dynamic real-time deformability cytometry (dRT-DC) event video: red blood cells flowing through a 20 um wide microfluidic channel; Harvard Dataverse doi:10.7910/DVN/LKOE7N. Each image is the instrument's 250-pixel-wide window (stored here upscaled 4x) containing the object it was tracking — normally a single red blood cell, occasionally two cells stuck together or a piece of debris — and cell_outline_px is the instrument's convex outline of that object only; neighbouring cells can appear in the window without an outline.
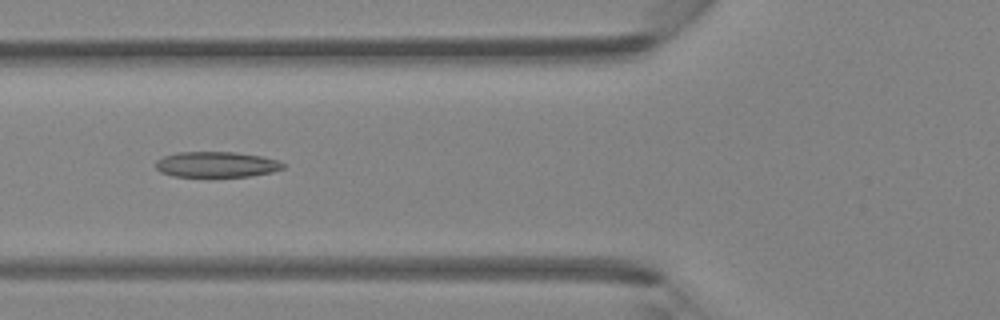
{"species": "Egyptian fruit bat (a non-hibernating species)", "species_latin": "Rousettus aegyptiacus", "temperature_condition": "room temperature", "stored_images_in_passage": 43, "camera_frame_rate_fps": 3000, "um_per_image_px": 0.085, "animal": {"sex": "female"}, "frame": {"image": 1, "passage_image": 15, "time_ms": 4.667, "image_size_px": [1000, 320], "cell_outline_px": [[284, 168], [272, 172], [248, 176], [172, 176], [160, 172], [156, 168], [156, 160], [164, 156], [176, 152], [236, 152], [260, 156], [276, 160], [284, 164]], "centroid_in_image_um": [18.36, 13.97], "position_along_channel_um": 107.4, "area_um2": 18.84}}
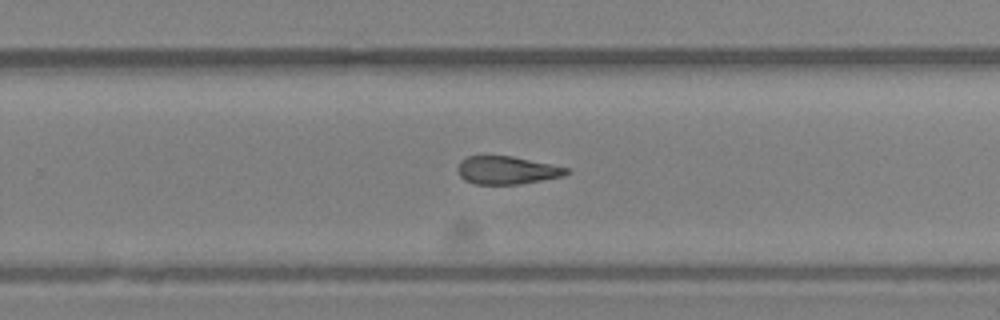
{"frame": {"image": 2, "passage_image": 27, "time_ms": 8.667, "image_size_px": [1000, 320], "cell_outline_px": [[568, 172], [564, 176], [520, 184], [472, 184], [464, 180], [460, 176], [456, 168], [460, 160], [468, 156], [512, 156], [552, 164], [568, 168]], "centroid_in_image_um": [43.05, 14.47], "position_along_channel_um": 286.8, "area_um2": 17.8}}
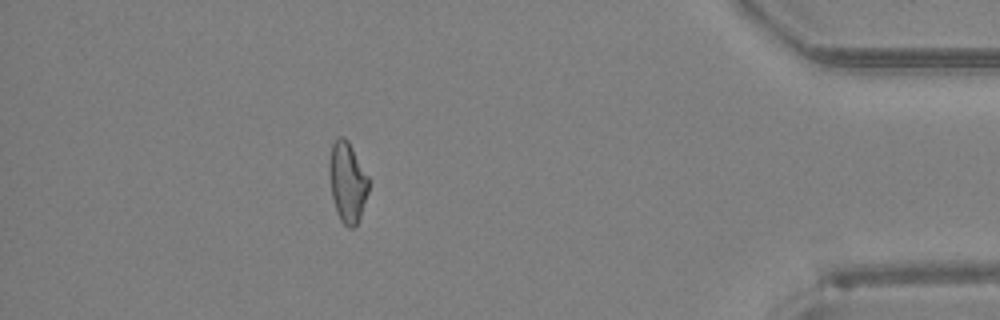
{"frame": {"image": 3, "passage_image": 38, "time_ms": 12.333, "image_size_px": [1000, 320], "cell_outline_px": [[368, 192], [360, 216], [356, 224], [352, 228], [348, 228], [340, 220], [332, 196], [328, 172], [328, 164], [332, 144], [340, 136], [344, 136], [348, 140], [368, 176]], "centroid_in_image_um": [29.51, 15.45], "position_along_channel_um": 405.7, "area_um2": 18.26}}